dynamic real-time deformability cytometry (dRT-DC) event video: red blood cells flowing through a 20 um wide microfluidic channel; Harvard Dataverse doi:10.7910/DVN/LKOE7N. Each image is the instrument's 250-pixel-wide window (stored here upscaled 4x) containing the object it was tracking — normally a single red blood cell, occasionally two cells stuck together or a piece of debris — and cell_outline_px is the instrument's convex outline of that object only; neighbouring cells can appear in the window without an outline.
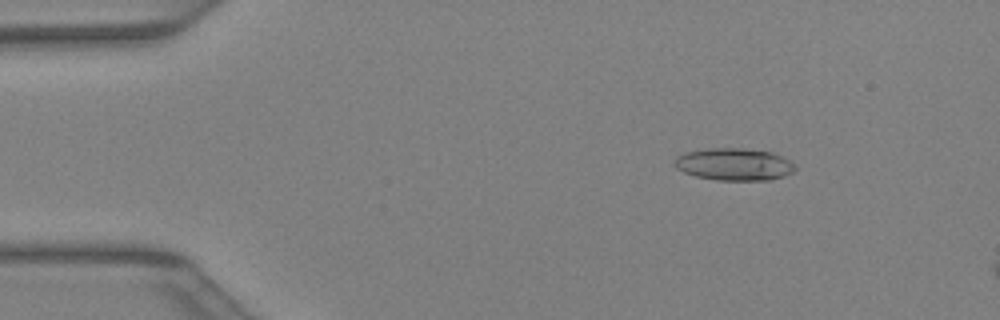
{"species": "Egyptian fruit bat (a non-hibernating species)", "species_latin": "Rousettus aegyptiacus", "temperature_condition": "warm", "stored_images_in_passage": 12, "camera_frame_rate_fps": 3000, "um_per_image_px": 0.085, "animal": {"sex": "female"}, "frame": {"image": 1, "passage_image": 6, "time_ms": 1.667, "image_size_px": [1000, 320], "cell_outline_px": [[796, 168], [792, 172], [784, 176], [772, 180], [716, 180], [696, 176], [684, 172], [676, 168], [676, 156], [684, 152], [704, 148], [744, 148], [772, 152], [784, 156], [796, 164]], "centroid_in_image_um": [62.44, 13.96], "position_along_channel_um": 22.6, "area_um2": 22.95}}